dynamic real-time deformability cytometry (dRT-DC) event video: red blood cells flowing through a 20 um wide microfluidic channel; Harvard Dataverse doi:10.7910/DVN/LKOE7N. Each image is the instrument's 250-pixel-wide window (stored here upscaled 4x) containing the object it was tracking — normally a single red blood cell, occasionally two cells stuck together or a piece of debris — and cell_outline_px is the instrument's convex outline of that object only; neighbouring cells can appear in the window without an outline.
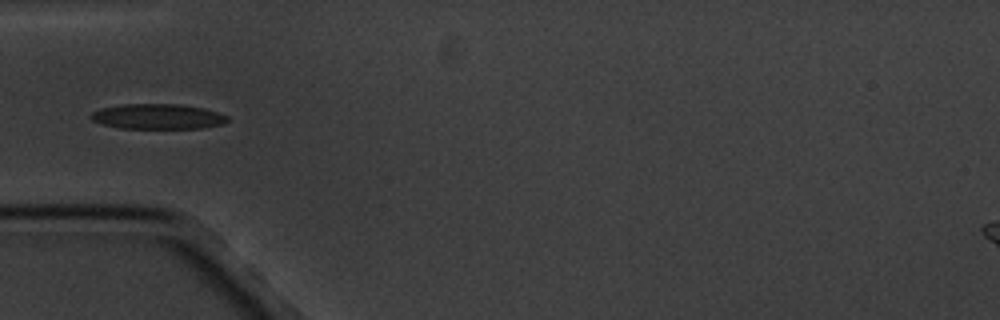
{"species": "common noctule bat (a hibernating species)", "species_latin": "Nyctalus noctula", "temperature_condition": "cold", "stored_images_in_passage": 11, "camera_frame_rate_fps": 3000, "um_per_image_px": 0.085, "animal": {"sex": "male", "body_mass_g": 20.1, "forearm_length_mm": 53.5}, "frame": {"image": 1, "passage_image": 4, "time_ms": 4.333, "image_size_px": [1000, 320], "cell_outline_px": [[228, 120], [224, 124], [204, 128], [120, 128], [104, 124], [92, 120], [88, 116], [92, 112], [100, 108], [124, 104], [180, 104], [204, 108], [228, 116]], "centroid_in_image_um": [13.41, 9.9], "position_along_channel_um": 71.6, "area_um2": 20.06}}
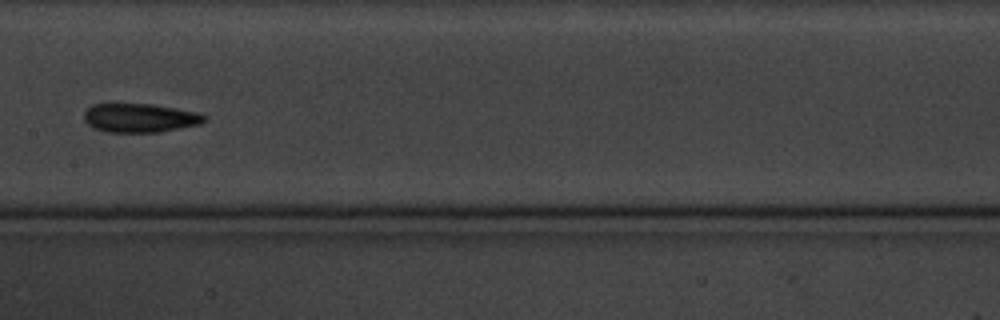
{"frame": {"image": 2, "passage_image": 7, "time_ms": 8.0, "image_size_px": [1000, 320], "cell_outline_px": [[204, 120], [200, 124], [160, 132], [108, 132], [92, 128], [84, 120], [84, 112], [92, 104], [152, 104], [200, 112], [204, 116]], "centroid_in_image_um": [11.87, 10.02], "position_along_channel_um": 195.5, "area_um2": 20.23}}
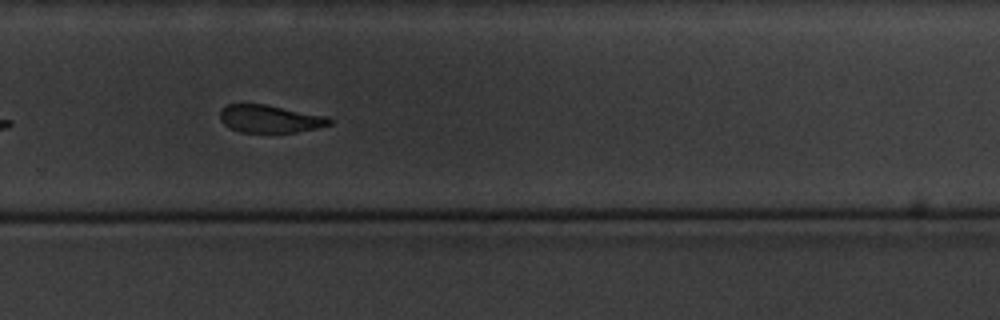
{"frame": {"image": 3, "passage_image": 10, "time_ms": 11.333, "image_size_px": [1000, 320], "cell_outline_px": [[332, 124], [316, 128], [296, 132], [240, 132], [224, 124], [220, 120], [220, 108], [228, 104], [264, 104], [328, 116], [332, 120]], "centroid_in_image_um": [22.94, 10.09], "position_along_channel_um": 306.9, "area_um2": 17.63}}